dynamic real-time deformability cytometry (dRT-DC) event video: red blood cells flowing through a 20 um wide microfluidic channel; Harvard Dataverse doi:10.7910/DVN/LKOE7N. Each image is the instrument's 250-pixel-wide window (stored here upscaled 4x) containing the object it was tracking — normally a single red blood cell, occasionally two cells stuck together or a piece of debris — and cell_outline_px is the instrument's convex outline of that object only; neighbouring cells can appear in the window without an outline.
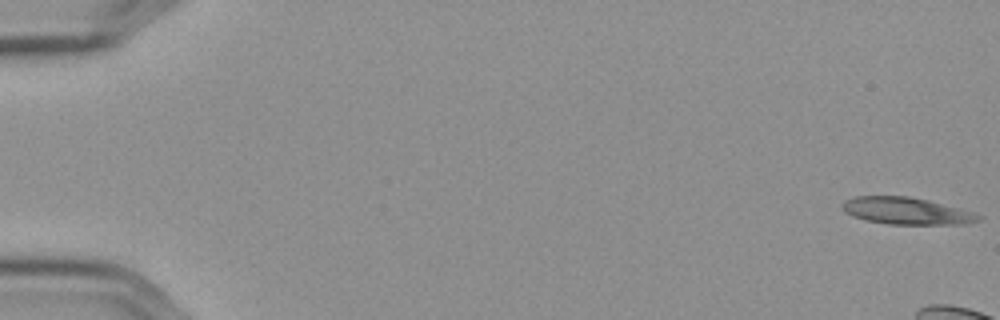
{"species": "Egyptian fruit bat (a non-hibernating species)", "species_latin": "Rousettus aegyptiacus", "temperature_condition": "cold", "stored_images_in_passage": 9, "camera_frame_rate_fps": 3000, "um_per_image_px": 0.085, "frame": {"image": 1, "passage_image": 1, "time_ms": 0.0, "image_size_px": [1000, 320], "cell_outline_px": [[984, 216], [980, 220], [968, 224], [888, 224], [864, 220], [852, 216], [844, 212], [840, 208], [840, 204], [844, 200], [856, 196], [908, 196], [928, 200], [972, 212]], "centroid_in_image_um": [77.0, 17.93], "position_along_channel_um": 8.0, "area_um2": 21.56}}